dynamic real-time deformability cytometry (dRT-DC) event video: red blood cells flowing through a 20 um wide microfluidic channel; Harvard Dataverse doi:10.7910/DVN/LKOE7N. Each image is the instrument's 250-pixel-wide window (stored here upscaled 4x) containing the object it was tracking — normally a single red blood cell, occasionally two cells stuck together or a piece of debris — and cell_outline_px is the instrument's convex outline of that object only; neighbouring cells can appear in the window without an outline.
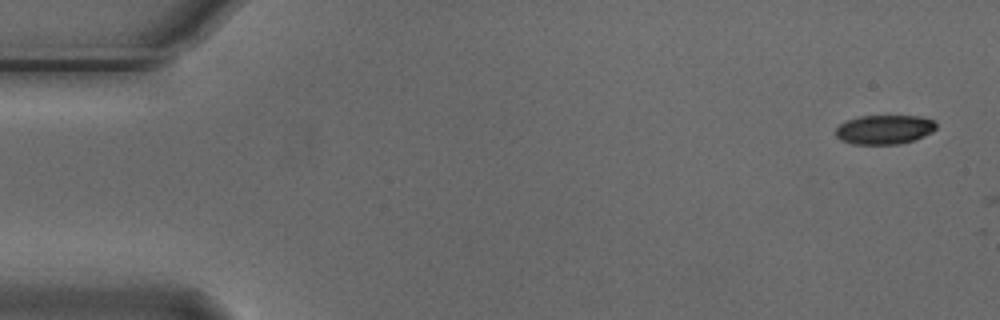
{"species": "Egyptian fruit bat (a non-hibernating species)", "species_latin": "Rousettus aegyptiacus", "temperature_condition": "cold", "stored_images_in_passage": 2, "camera_frame_rate_fps": 3000, "um_per_image_px": 0.085, "animal": {"sex": "male"}, "frame": {"image": 1, "passage_image": 1, "time_ms": 0.0, "image_size_px": [1000, 320], "cell_outline_px": [[936, 128], [932, 132], [924, 136], [900, 144], [852, 144], [840, 140], [836, 136], [836, 128], [840, 124], [848, 120], [860, 116], [920, 116], [932, 120], [936, 124]], "centroid_in_image_um": [75.16, 11.01], "position_along_channel_um": 9.8, "area_um2": 17.05}}